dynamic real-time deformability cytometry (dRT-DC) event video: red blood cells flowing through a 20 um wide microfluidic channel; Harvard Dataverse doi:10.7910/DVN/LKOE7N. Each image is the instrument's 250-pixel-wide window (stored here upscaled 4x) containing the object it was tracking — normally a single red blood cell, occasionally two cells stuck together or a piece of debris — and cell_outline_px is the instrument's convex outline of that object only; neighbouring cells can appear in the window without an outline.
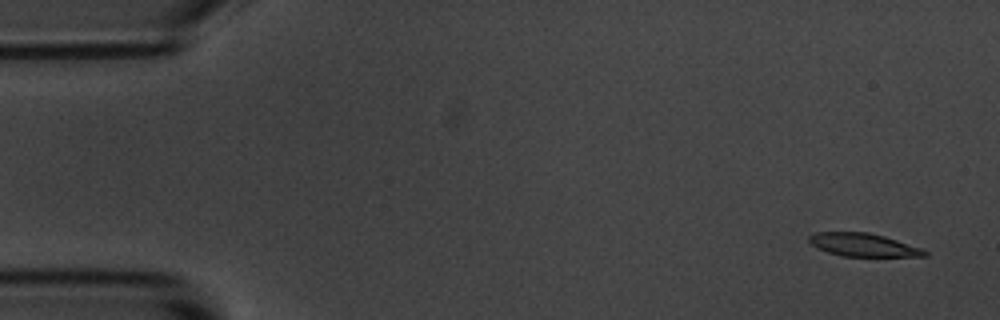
{"species": "common noctule bat (a hibernating species)", "species_latin": "Nyctalus noctula", "temperature_condition": "room temperature", "stored_images_in_passage": 5, "camera_frame_rate_fps": 3000, "um_per_image_px": 0.085, "animal": {"sex": "male", "body_mass_g": 20.1, "forearm_length_mm": 53.5}, "frame": {"image": 1, "passage_image": 1, "time_ms": 0.0, "image_size_px": [1000, 320], "cell_outline_px": [[928, 256], [844, 256], [828, 252], [816, 248], [808, 240], [808, 236], [816, 232], [868, 232], [884, 236], [924, 248], [928, 252]], "centroid_in_image_um": [73.4, 20.81], "position_along_channel_um": 11.6, "area_um2": 15.61}}
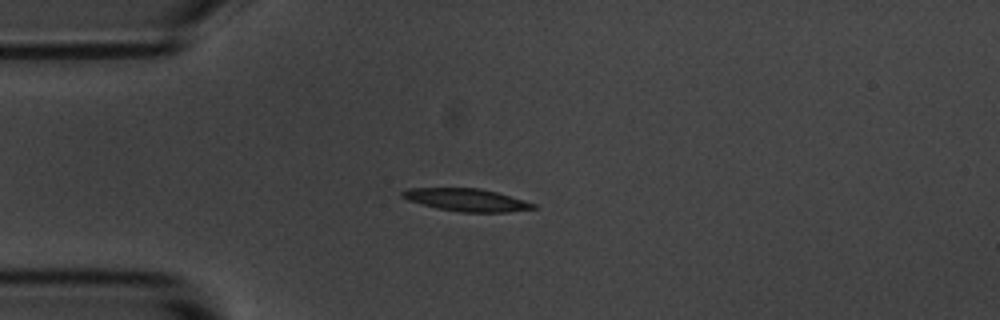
{"frame": {"image": 2, "passage_image": 4, "time_ms": 3.667, "image_size_px": [1000, 320], "cell_outline_px": [[536, 208], [508, 212], [460, 212], [436, 208], [420, 204], [408, 200], [400, 196], [400, 192], [408, 188], [480, 188], [496, 192], [524, 200], [536, 204]], "centroid_in_image_um": [39.62, 16.99], "position_along_channel_um": 45.4, "area_um2": 17.28}}
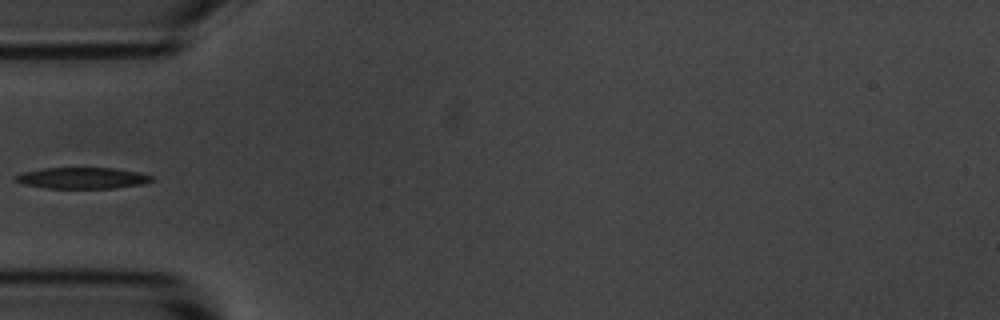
{"frame": {"image": 3, "passage_image": 5, "time_ms": 5.0, "image_size_px": [1000, 320], "cell_outline_px": [[156, 180], [140, 184], [112, 188], [48, 188], [24, 184], [16, 180], [16, 176], [24, 172], [44, 168], [116, 168], [136, 172], [152, 176]], "centroid_in_image_um": [7.03, 15.13], "position_along_channel_um": 78.0, "area_um2": 16.53}}